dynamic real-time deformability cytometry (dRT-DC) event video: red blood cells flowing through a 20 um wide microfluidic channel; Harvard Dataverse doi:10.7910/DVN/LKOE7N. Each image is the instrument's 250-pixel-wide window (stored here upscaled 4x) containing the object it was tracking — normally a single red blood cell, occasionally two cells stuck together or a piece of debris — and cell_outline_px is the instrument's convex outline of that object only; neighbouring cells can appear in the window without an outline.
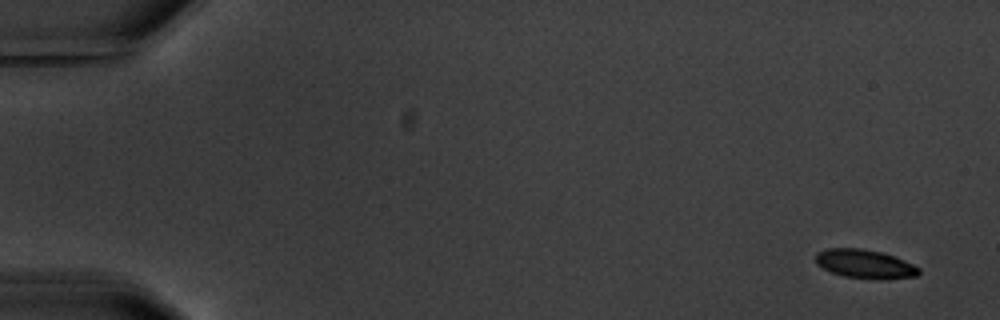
{"species": "common noctule bat (a hibernating species)", "species_latin": "Nyctalus noctula", "temperature_condition": "warm", "stored_images_in_passage": 6, "camera_frame_rate_fps": 3000, "um_per_image_px": 0.085, "animal": {"sex": "male", "body_mass_g": 20.1, "forearm_length_mm": 53.5}, "frame": {"image": 1, "passage_image": 1, "time_ms": 0.0, "image_size_px": [1000, 320], "cell_outline_px": [[920, 272], [916, 276], [880, 280], [844, 276], [832, 272], [816, 264], [816, 252], [828, 248], [860, 248], [880, 252], [904, 260], [920, 268]], "centroid_in_image_um": [73.51, 22.44], "position_along_channel_um": 11.5, "area_um2": 17.22}}
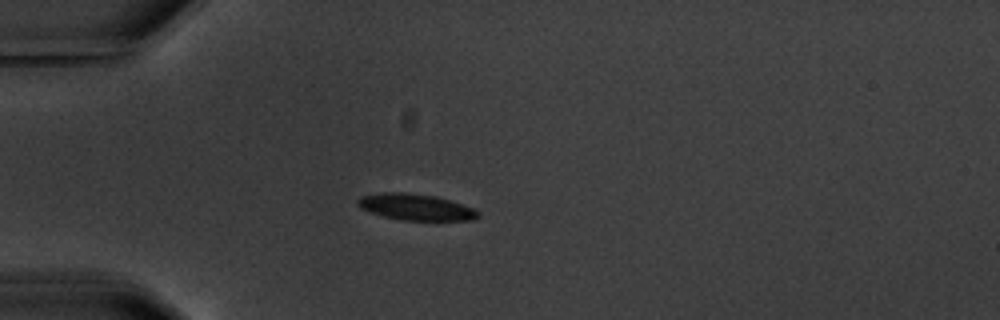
{"frame": {"image": 2, "passage_image": 5, "time_ms": 4.667, "image_size_px": [1000, 320], "cell_outline_px": [[480, 216], [472, 220], [400, 220], [384, 216], [360, 208], [356, 204], [356, 200], [360, 196], [380, 192], [404, 192], [436, 196], [472, 208], [480, 212]], "centroid_in_image_um": [35.29, 17.59], "position_along_channel_um": 49.7, "area_um2": 18.38}}